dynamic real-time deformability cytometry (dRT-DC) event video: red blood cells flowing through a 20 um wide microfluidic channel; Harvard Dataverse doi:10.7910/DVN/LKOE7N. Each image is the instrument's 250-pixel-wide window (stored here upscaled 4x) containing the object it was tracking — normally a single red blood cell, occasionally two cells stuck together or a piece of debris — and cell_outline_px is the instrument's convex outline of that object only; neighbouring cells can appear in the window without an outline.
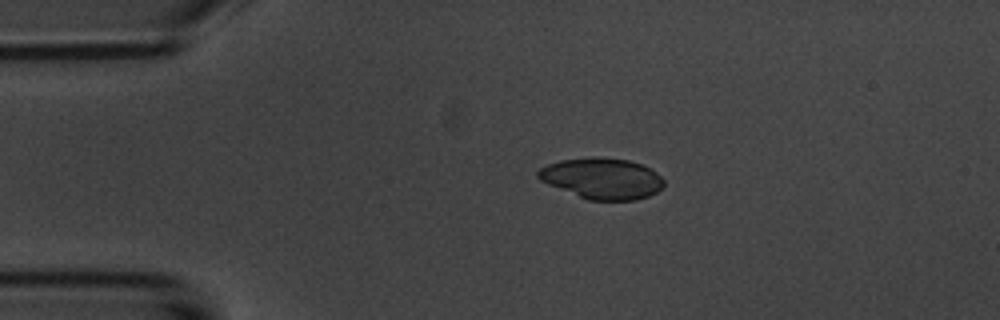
{"species": "common noctule bat (a hibernating species)", "species_latin": "Nyctalus noctula", "temperature_condition": "room temperature", "stored_images_in_passage": 44, "camera_frame_rate_fps": 3000, "um_per_image_px": 0.085, "animal": {"sex": "male", "body_mass_g": 20.1, "forearm_length_mm": 53.5}, "frame": {"image": 1, "passage_image": 1, "time_ms": 0.0, "image_size_px": [1000, 320], "cell_outline_px": [[664, 184], [656, 192], [648, 196], [636, 200], [588, 200], [548, 184], [540, 180], [536, 176], [536, 172], [540, 168], [548, 164], [560, 160], [592, 156], [596, 156], [628, 160], [640, 164], [656, 172], [664, 180]], "centroid_in_image_um": [51.15, 15.16], "position_along_channel_um": 33.9, "area_um2": 30.0}}
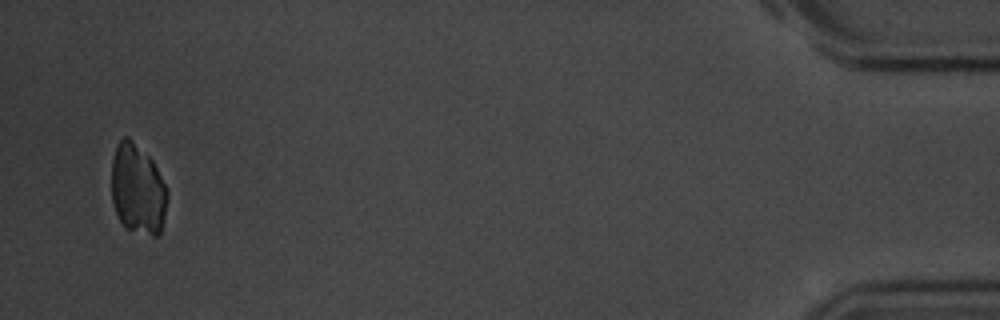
{"frame": {"image": 2, "passage_image": 42, "time_ms": 13.667, "image_size_px": [1000, 320], "cell_outline_px": [[168, 196], [160, 236], [152, 236], [124, 228], [116, 212], [112, 200], [112, 160], [116, 144], [124, 136], [128, 136], [152, 160], [168, 188]], "centroid_in_image_um": [11.71, 16.1], "position_along_channel_um": 423.5, "area_um2": 29.54}}